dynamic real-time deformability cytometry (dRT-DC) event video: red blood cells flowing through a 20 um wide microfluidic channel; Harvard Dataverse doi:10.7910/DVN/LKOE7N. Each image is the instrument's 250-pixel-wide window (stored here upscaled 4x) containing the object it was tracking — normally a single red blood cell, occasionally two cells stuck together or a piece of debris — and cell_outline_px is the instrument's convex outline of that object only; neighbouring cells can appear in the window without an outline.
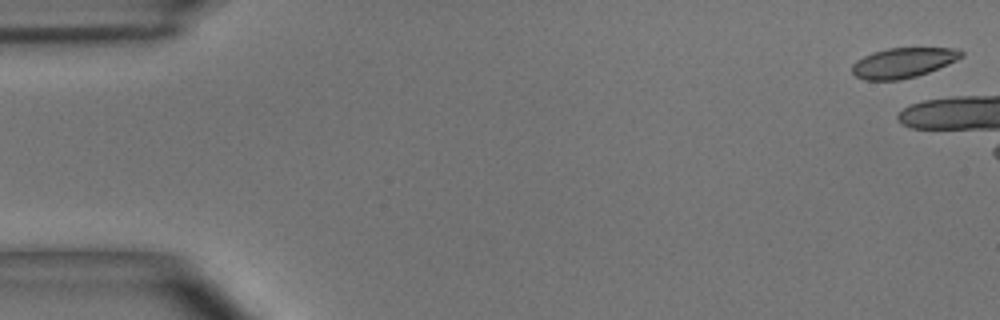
{"species": "common noctule bat (a hibernating species)", "species_latin": "Nyctalus noctula", "temperature_condition": "room temperature", "stored_images_in_passage": 7, "camera_frame_rate_fps": 3000, "um_per_image_px": 0.085, "animal": {"sex": "male", "body_mass_g": 15.6}, "frame": {"image": 1, "passage_image": 1, "time_ms": 0.0, "image_size_px": [1000, 320], "cell_outline_px": [[964, 56], [948, 64], [928, 72], [916, 76], [896, 80], [864, 80], [856, 76], [852, 72], [852, 64], [856, 60], [872, 52], [888, 48], [952, 48], [964, 52]], "centroid_in_image_um": [76.75, 5.33], "position_along_channel_um": 8.3, "area_um2": 19.02}}